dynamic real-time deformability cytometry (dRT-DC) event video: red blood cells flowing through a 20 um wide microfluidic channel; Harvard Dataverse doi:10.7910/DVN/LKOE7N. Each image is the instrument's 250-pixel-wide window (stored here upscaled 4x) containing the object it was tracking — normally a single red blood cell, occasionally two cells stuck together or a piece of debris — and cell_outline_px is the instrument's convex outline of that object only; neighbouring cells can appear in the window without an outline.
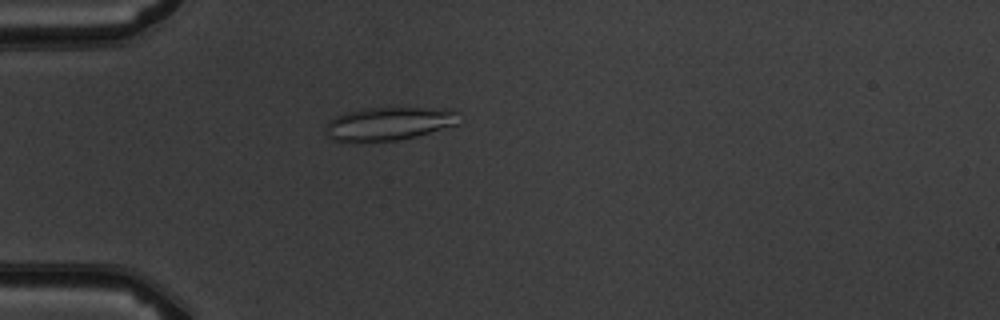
{"species": "common noctule bat (a hibernating species)", "species_latin": "Nyctalus noctula", "temperature_condition": "warm", "stored_images_in_passage": 2, "camera_frame_rate_fps": 3000, "um_per_image_px": 0.085, "animal": {"sex": "male", "body_mass_g": 19.5, "forearm_length_mm": 54.6}, "frame": {"image": 1, "passage_image": 2, "time_ms": 1.0, "image_size_px": [1000, 320], "cell_outline_px": [[456, 124], [416, 136], [396, 140], [332, 140], [324, 132], [324, 128], [328, 120], [344, 112], [364, 108], [420, 108], [456, 112]], "centroid_in_image_um": [32.91, 10.5], "position_along_channel_um": 52.1, "area_um2": 24.91}}